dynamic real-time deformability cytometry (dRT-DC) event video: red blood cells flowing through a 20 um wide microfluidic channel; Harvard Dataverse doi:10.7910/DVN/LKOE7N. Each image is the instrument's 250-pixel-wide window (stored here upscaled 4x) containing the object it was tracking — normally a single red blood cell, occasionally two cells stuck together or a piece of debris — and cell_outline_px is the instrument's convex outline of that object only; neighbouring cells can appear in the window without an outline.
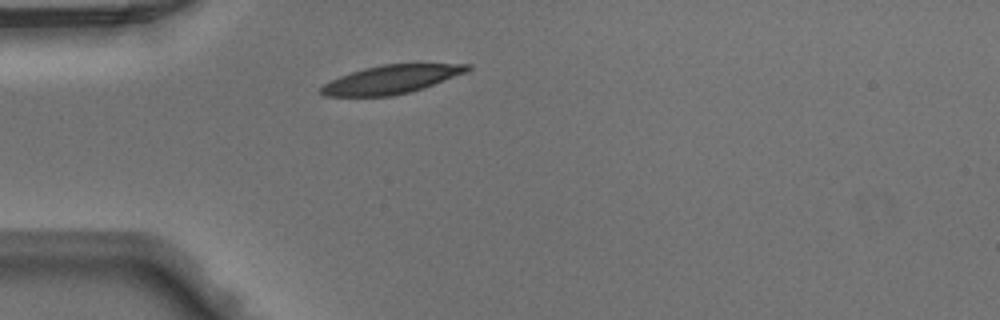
{"species": "Egyptian fruit bat (a non-hibernating species)", "species_latin": "Rousettus aegyptiacus", "temperature_condition": "warm", "stored_images_in_passage": 36, "camera_frame_rate_fps": 3000, "um_per_image_px": 0.085, "animal": {"sex": "male"}, "frame": {"image": 1, "passage_image": 1, "time_ms": 0.0, "image_size_px": [1000, 320], "cell_outline_px": [[472, 68], [468, 72], [424, 88], [412, 92], [392, 96], [324, 96], [320, 92], [320, 88], [324, 84], [340, 76], [364, 68], [384, 64], [472, 64]], "centroid_in_image_um": [33.31, 6.75], "position_along_channel_um": 51.7, "area_um2": 24.28}}
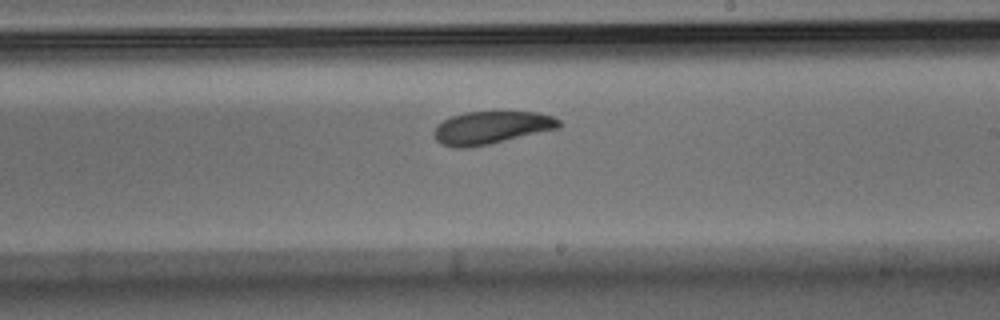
{"frame": {"image": 2, "passage_image": 16, "time_ms": 5.0, "image_size_px": [1000, 320], "cell_outline_px": [[560, 128], [488, 144], [468, 148], [452, 148], [440, 144], [436, 140], [432, 132], [436, 124], [452, 116], [464, 112], [536, 112], [552, 116], [560, 120]], "centroid_in_image_um": [41.71, 10.86], "position_along_channel_um": 247.3, "area_um2": 23.93}}
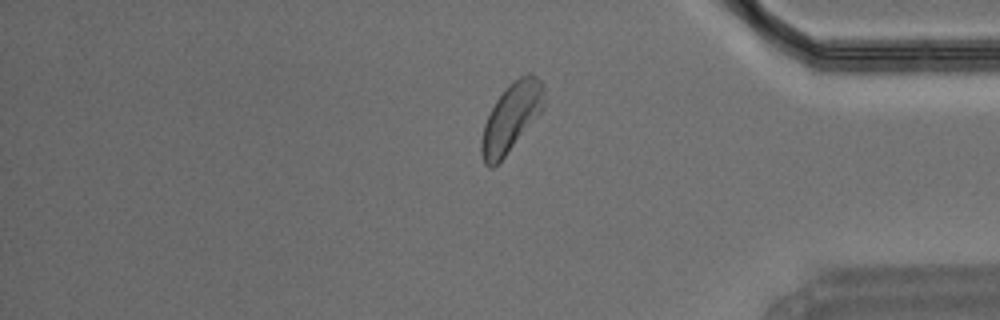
{"frame": {"image": 3, "passage_image": 28, "time_ms": 9.0, "image_size_px": [1000, 320], "cell_outline_px": [[544, 108], [504, 156], [492, 168], [488, 168], [484, 164], [480, 152], [480, 144], [484, 124], [496, 100], [504, 88], [508, 84], [520, 76], [528, 72], [532, 72], [544, 84]], "centroid_in_image_um": [43.45, 9.94], "position_along_channel_um": 391.8, "area_um2": 24.85}}